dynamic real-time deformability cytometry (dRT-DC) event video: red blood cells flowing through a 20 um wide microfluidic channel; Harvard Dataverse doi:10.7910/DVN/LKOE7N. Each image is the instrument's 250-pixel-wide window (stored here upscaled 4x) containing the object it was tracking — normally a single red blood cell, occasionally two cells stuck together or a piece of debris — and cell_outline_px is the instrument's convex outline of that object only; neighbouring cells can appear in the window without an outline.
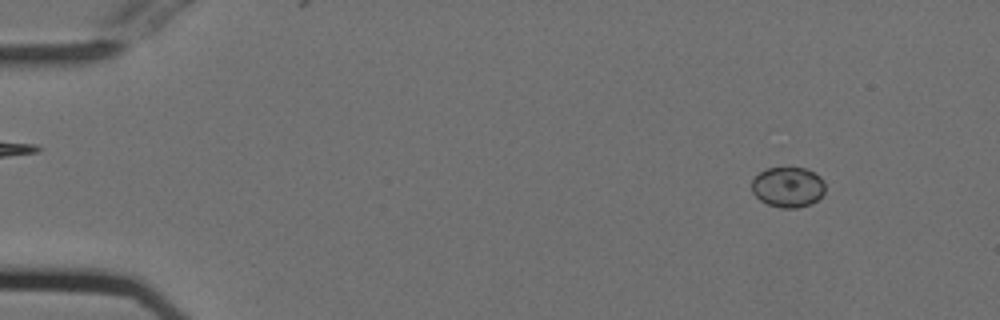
{"species": "Egyptian fruit bat (a non-hibernating species)", "species_latin": "Rousettus aegyptiacus", "temperature_condition": "cold", "stored_images_in_passage": 54, "camera_frame_rate_fps": 3000, "um_per_image_px": 0.085, "animal": {"sex": "female"}, "frame": {"image": 1, "passage_image": 6, "time_ms": 1.667, "image_size_px": [1000, 320], "cell_outline_px": [[824, 192], [812, 204], [796, 208], [780, 208], [768, 204], [760, 200], [752, 192], [752, 180], [760, 172], [768, 168], [804, 168], [820, 176], [824, 184]], "centroid_in_image_um": [66.96, 15.91], "position_along_channel_um": 18.0, "area_um2": 17.11}}
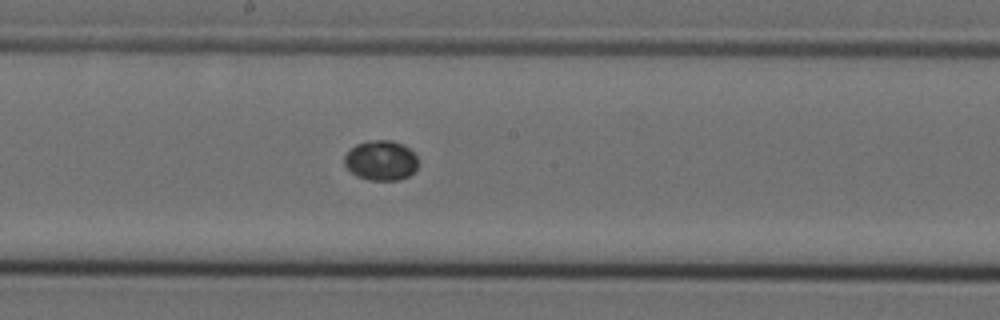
{"frame": {"image": 2, "passage_image": 30, "time_ms": 9.667, "image_size_px": [1000, 320], "cell_outline_px": [[416, 168], [408, 176], [400, 180], [368, 180], [356, 176], [344, 164], [344, 156], [356, 144], [368, 140], [392, 140], [404, 144], [416, 156]], "centroid_in_image_um": [32.36, 13.63], "position_along_channel_um": 215.8, "area_um2": 17.11}}
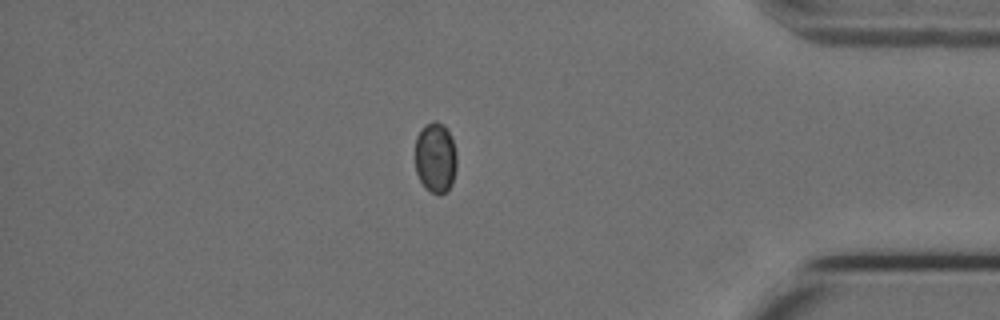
{"frame": {"image": 3, "passage_image": 47, "time_ms": 15.333, "image_size_px": [1000, 320], "cell_outline_px": [[456, 168], [452, 184], [440, 196], [424, 188], [416, 172], [416, 136], [420, 128], [424, 124], [432, 120], [436, 120], [444, 124], [448, 128], [452, 136], [456, 152]], "centroid_in_image_um": [37.02, 13.35], "position_along_channel_um": 398.2, "area_um2": 17.51}}